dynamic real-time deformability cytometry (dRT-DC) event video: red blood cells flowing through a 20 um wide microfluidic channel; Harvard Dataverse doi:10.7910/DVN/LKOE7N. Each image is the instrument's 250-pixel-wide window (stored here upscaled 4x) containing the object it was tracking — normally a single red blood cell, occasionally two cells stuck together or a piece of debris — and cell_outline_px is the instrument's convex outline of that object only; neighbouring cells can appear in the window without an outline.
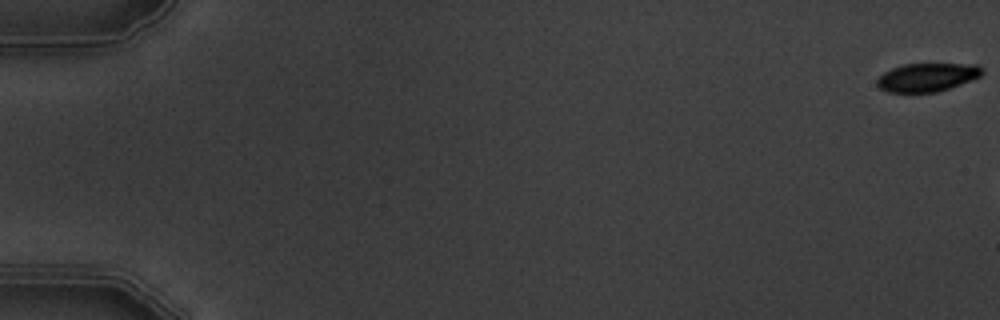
{"species": "common noctule bat (a hibernating species)", "species_latin": "Nyctalus noctula", "temperature_condition": "warm", "stored_images_in_passage": 3, "camera_frame_rate_fps": 3000, "um_per_image_px": 0.085, "animal": {"sex": "male", "body_mass_g": 19.5, "forearm_length_mm": 54.6}, "frame": {"image": 1, "passage_image": 1, "time_ms": 0.0, "image_size_px": [1000, 320], "cell_outline_px": [[984, 72], [980, 76], [960, 84], [936, 92], [888, 92], [880, 88], [876, 84], [876, 80], [884, 72], [892, 68], [904, 64], [976, 64], [984, 68]], "centroid_in_image_um": [78.81, 6.56], "position_along_channel_um": 6.2, "area_um2": 17.28}}